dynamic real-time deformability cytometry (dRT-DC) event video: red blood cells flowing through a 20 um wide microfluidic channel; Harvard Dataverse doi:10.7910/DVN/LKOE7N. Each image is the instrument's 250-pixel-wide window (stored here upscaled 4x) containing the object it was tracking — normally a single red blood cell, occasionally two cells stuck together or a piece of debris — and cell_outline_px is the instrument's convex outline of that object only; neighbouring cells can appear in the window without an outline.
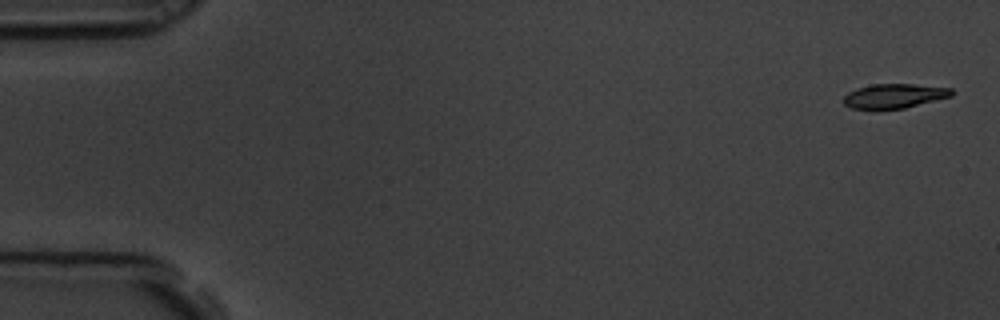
{"species": "common noctule bat (a hibernating species)", "species_latin": "Nyctalus noctula", "temperature_condition": "room temperature", "stored_images_in_passage": 5, "camera_frame_rate_fps": 3000, "um_per_image_px": 0.085, "animal": {"sex": "male", "body_mass_g": 19.5, "forearm_length_mm": 54.6}, "frame": {"image": 1, "passage_image": 1, "time_ms": 0.0, "image_size_px": [1000, 320], "cell_outline_px": [[956, 92], [952, 96], [904, 108], [880, 112], [852, 108], [844, 104], [844, 96], [848, 92], [856, 88], [872, 84], [912, 84], [952, 88]], "centroid_in_image_um": [75.98, 8.19], "position_along_channel_um": 9.0, "area_um2": 15.95}}